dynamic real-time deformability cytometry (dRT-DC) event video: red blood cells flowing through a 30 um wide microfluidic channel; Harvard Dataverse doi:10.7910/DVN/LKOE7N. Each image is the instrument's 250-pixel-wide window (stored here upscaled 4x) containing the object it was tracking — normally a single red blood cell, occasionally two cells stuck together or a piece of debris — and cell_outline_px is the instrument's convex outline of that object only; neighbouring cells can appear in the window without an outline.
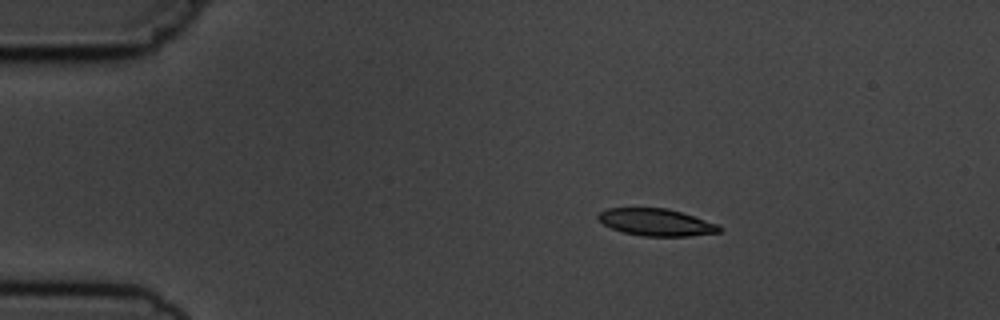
{"species": "common noctule bat (a hibernating species)", "species_latin": "Nyctalus noctula", "temperature_condition": "cold", "stored_images_in_passage": 3, "camera_frame_rate_fps": 3000, "um_per_image_px": 0.085, "animal": {"sex": "male", "body_mass_g": 19.5, "forearm_length_mm": 54.6}, "frame": {"image": 1, "passage_image": 1, "time_ms": 0.0, "image_size_px": [1000, 320], "cell_outline_px": [[724, 228], [720, 232], [688, 236], [640, 236], [624, 232], [612, 228], [604, 224], [596, 216], [600, 212], [608, 208], [668, 208], [720, 224]], "centroid_in_image_um": [55.83, 18.89], "position_along_channel_um": 29.2, "area_um2": 19.19}}